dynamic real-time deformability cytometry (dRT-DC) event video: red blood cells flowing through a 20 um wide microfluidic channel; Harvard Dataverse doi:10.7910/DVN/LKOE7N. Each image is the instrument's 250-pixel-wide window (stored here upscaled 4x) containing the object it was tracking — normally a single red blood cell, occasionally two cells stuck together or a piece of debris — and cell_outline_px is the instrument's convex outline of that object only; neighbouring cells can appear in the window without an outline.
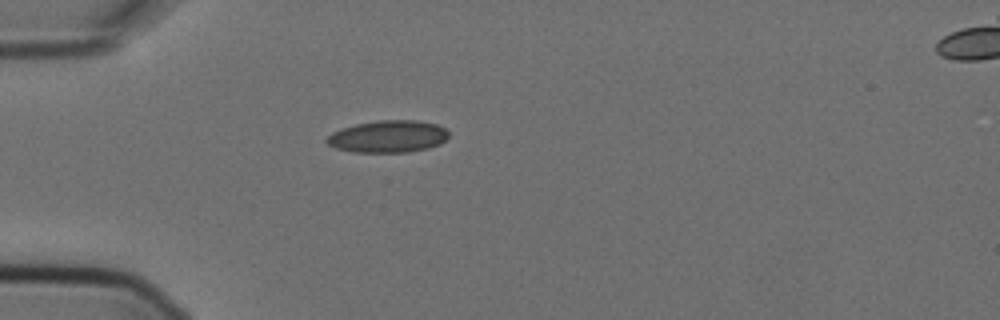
{"species": "Egyptian fruit bat (a non-hibernating species)", "species_latin": "Rousettus aegyptiacus", "temperature_condition": "cold", "stored_images_in_passage": 4, "camera_frame_rate_fps": 3000, "um_per_image_px": 0.085, "animal": {"sex": "female"}, "frame": {"image": 1, "passage_image": 4, "time_ms": 1.0, "image_size_px": [1000, 320], "cell_outline_px": [[448, 136], [440, 144], [428, 148], [408, 152], [352, 152], [336, 148], [328, 144], [324, 140], [332, 132], [356, 124], [376, 120], [416, 120], [436, 124], [444, 128], [448, 132]], "centroid_in_image_um": [32.97, 11.6], "position_along_channel_um": 52.0, "area_um2": 22.77}}